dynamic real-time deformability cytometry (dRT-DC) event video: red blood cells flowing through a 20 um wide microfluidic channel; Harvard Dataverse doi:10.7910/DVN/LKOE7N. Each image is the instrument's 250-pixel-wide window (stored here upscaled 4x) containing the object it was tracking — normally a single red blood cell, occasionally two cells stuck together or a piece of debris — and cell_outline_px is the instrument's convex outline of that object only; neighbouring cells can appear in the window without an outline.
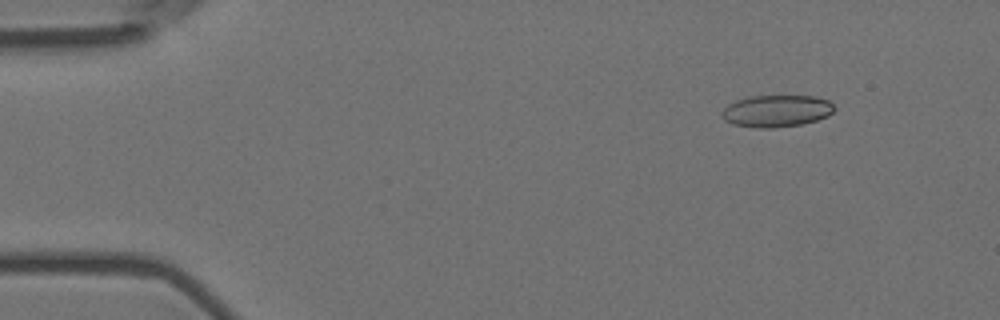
{"species": "Egyptian fruit bat (a non-hibernating species)", "species_latin": "Rousettus aegyptiacus", "temperature_condition": "room temperature", "stored_images_in_passage": 50, "camera_frame_rate_fps": 3000, "um_per_image_px": 0.085, "animal": {"sex": "female"}, "frame": {"image": 1, "passage_image": 2, "time_ms": 0.333, "image_size_px": [1000, 320], "cell_outline_px": [[836, 108], [828, 116], [816, 120], [800, 124], [772, 128], [760, 128], [732, 124], [724, 120], [720, 116], [720, 112], [728, 104], [736, 100], [748, 96], [816, 96], [828, 100]], "centroid_in_image_um": [65.97, 9.43], "position_along_channel_um": 19.0, "area_um2": 21.04}}
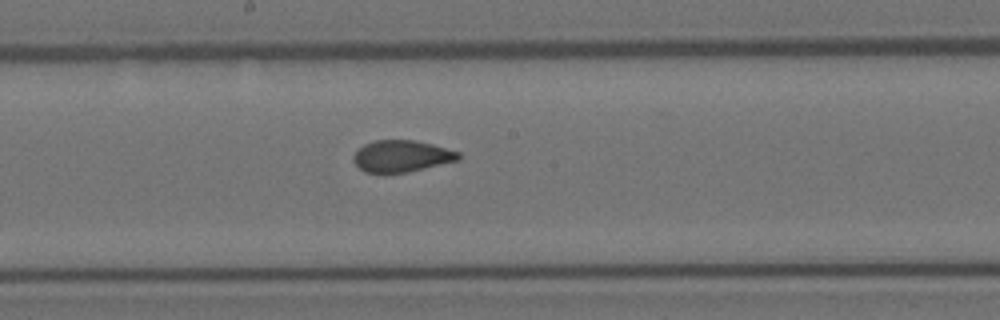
{"frame": {"image": 2, "passage_image": 25, "time_ms": 8.0, "image_size_px": [1000, 320], "cell_outline_px": [[460, 160], [408, 172], [384, 176], [364, 172], [352, 160], [352, 156], [364, 144], [372, 140], [412, 140], [432, 144], [460, 152]], "centroid_in_image_um": [34.1, 13.31], "position_along_channel_um": 214.1, "area_um2": 19.94}}
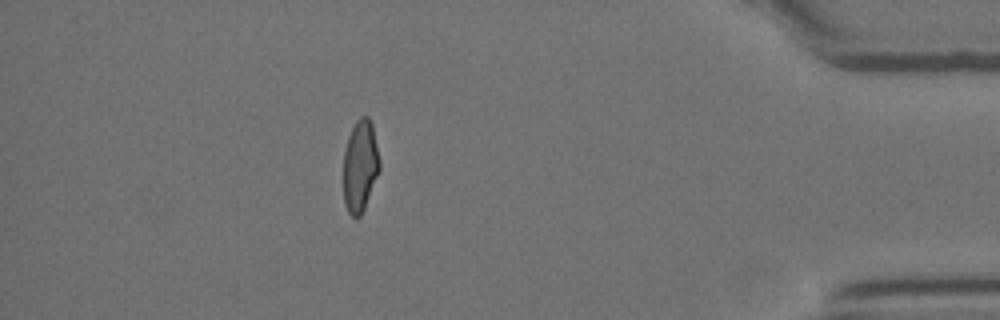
{"frame": {"image": 3, "passage_image": 44, "time_ms": 14.333, "image_size_px": [1000, 320], "cell_outline_px": [[380, 168], [364, 208], [360, 216], [352, 216], [348, 212], [344, 204], [344, 152], [348, 136], [356, 120], [360, 116], [368, 116], [372, 124], [380, 160]], "centroid_in_image_um": [30.61, 14.07], "position_along_channel_um": 404.6, "area_um2": 19.19}, "authors_computed_cell_mechanics": {"area_um2": 20.3456, "velocity_mm_per_s": 3.7465, "shape_relaxation_time_tau1_ms": null, "shape_relaxation_time_tau2_ms": 0.9426, "deformation_change_tau1": null, "deformation_change_tau2": 0.065}}